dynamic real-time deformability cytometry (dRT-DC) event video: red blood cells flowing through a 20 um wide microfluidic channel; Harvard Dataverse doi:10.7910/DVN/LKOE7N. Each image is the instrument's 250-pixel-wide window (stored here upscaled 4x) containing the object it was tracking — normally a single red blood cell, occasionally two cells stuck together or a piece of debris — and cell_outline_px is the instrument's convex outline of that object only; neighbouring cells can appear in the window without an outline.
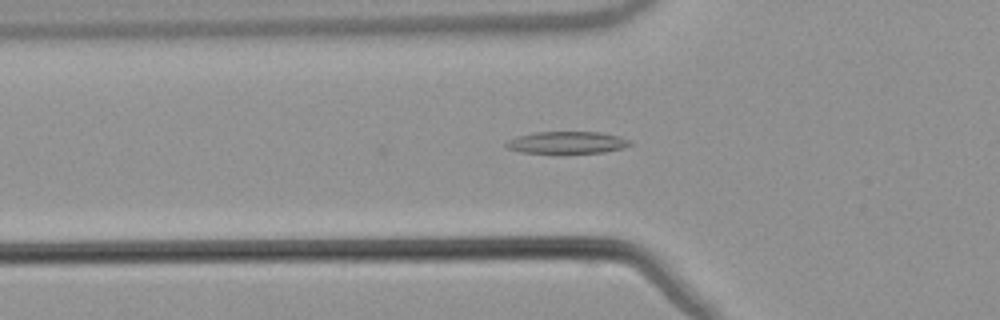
{"species": "common noctule bat (a hibernating species)", "species_latin": "Nyctalus noctula", "temperature_condition": "warm", "stored_images_in_passage": 36, "camera_frame_rate_fps": 3000, "um_per_image_px": 0.085, "animal": {"sex": "male", "body_mass_g": 21.5, "forearm_length_mm": 52.0}, "frame": {"image": 1, "passage_image": 2, "time_ms": 0.333, "image_size_px": [1000, 320], "cell_outline_px": [[632, 144], [624, 148], [604, 152], [520, 152], [508, 148], [504, 144], [508, 140], [520, 136], [536, 132], [600, 132], [620, 136], [628, 140]], "centroid_in_image_um": [48.23, 12.1], "position_along_channel_um": 77.6, "area_um2": 15.55}}
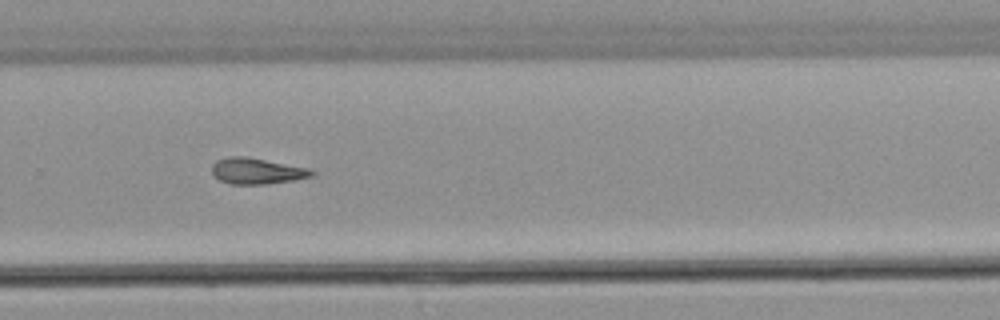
{"frame": {"image": 2, "passage_image": 20, "time_ms": 6.333, "image_size_px": [1000, 320], "cell_outline_px": [[316, 172], [312, 176], [292, 180], [264, 184], [228, 184], [220, 180], [212, 172], [212, 164], [216, 160], [228, 156], [244, 156], [312, 168]], "centroid_in_image_um": [21.84, 14.52], "position_along_channel_um": 308.0, "area_um2": 15.2}}
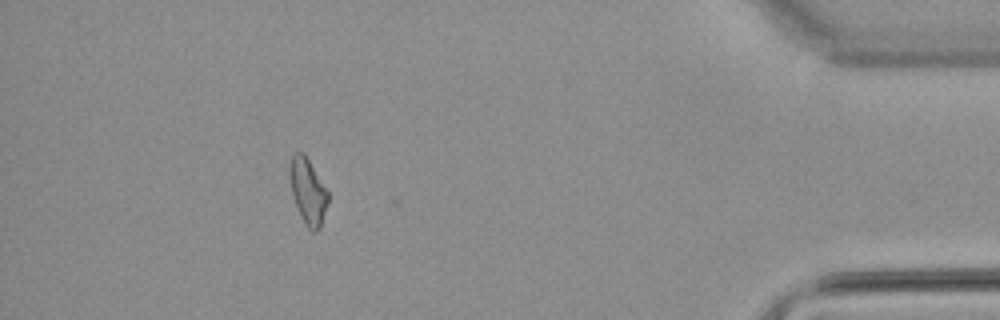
{"frame": {"image": 3, "passage_image": 32, "time_ms": 10.333, "image_size_px": [1000, 320], "cell_outline_px": [[328, 204], [320, 228], [316, 232], [312, 232], [308, 228], [300, 216], [292, 192], [288, 172], [288, 168], [292, 152], [304, 152], [328, 192]], "centroid_in_image_um": [26.15, 16.24], "position_along_channel_um": 409.0, "area_um2": 14.74}, "authors_computed_cell_mechanics": {"area_um2": 14.739, "velocity_mm_per_s": 3.8377, "shape_relaxation_time_tau1_ms": null, "shape_relaxation_time_tau2_ms": 7.2645, "deformation_change_tau1": null, "deformation_change_tau2": 0.177}}